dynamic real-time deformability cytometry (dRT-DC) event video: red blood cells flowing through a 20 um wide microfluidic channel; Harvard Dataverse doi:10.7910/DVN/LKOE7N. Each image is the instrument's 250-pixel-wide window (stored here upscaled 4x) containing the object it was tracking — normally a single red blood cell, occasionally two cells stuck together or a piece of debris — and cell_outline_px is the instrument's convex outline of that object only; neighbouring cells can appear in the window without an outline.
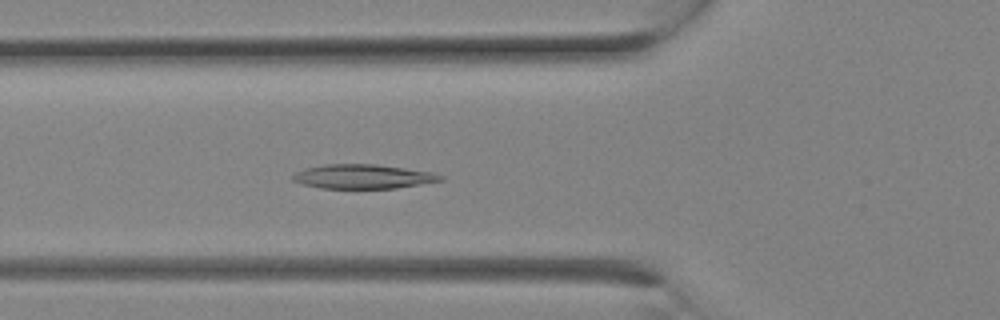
{"species": "Egyptian fruit bat (a non-hibernating species)", "species_latin": "Rousettus aegyptiacus", "temperature_condition": "room temperature", "stored_images_in_passage": 6, "camera_frame_rate_fps": 3000, "um_per_image_px": 0.085, "animal": {"sex": "female"}, "frame": {"image": 1, "passage_image": 6, "time_ms": 1.667, "image_size_px": [1000, 320], "cell_outline_px": [[444, 180], [396, 188], [320, 188], [304, 184], [292, 180], [292, 176], [296, 172], [304, 168], [324, 164], [376, 164], [432, 172], [444, 176]], "centroid_in_image_um": [30.85, 15.0], "position_along_channel_um": 95.0, "area_um2": 20.81}}